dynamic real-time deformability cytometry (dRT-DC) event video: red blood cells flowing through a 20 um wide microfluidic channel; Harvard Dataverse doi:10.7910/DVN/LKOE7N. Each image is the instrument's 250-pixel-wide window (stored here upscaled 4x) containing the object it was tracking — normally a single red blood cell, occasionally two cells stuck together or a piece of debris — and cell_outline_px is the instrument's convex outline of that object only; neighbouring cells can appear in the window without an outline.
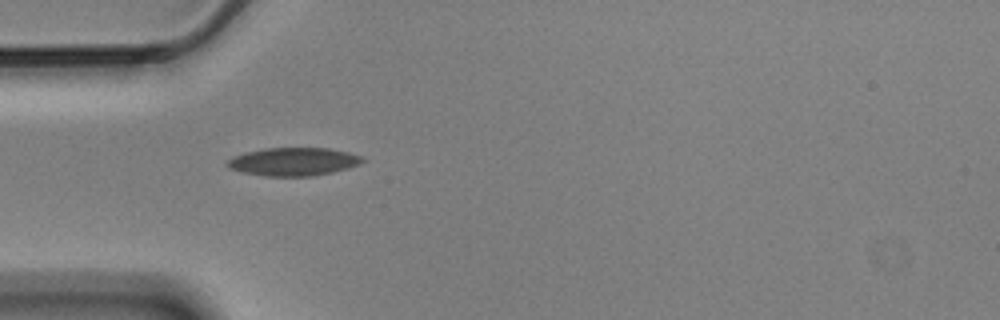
{"species": "Egyptian fruit bat (a non-hibernating species)", "species_latin": "Rousettus aegyptiacus", "temperature_condition": "cold", "stored_images_in_passage": 37, "camera_frame_rate_fps": 3000, "um_per_image_px": 0.085, "animal": {"sex": "male"}, "frame": {"image": 1, "passage_image": 1, "time_ms": 0.0, "image_size_px": [1000, 320], "cell_outline_px": [[364, 160], [360, 164], [348, 168], [332, 172], [312, 176], [264, 176], [240, 172], [228, 168], [224, 164], [232, 156], [264, 148], [328, 148], [348, 152], [360, 156]], "centroid_in_image_um": [24.89, 13.74], "position_along_channel_um": 60.1, "area_um2": 22.2}}
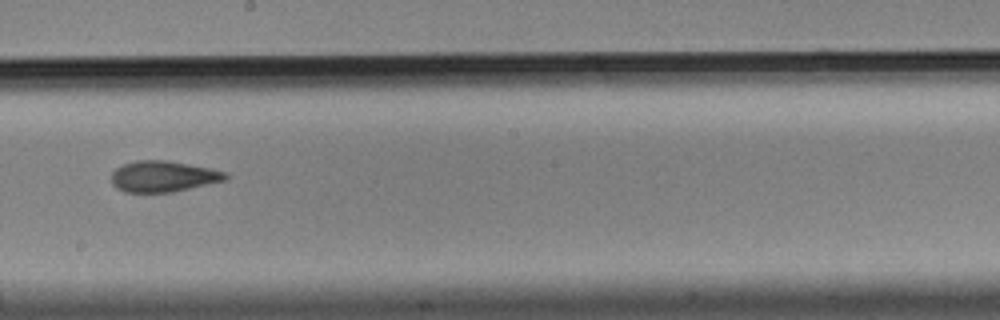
{"frame": {"image": 2, "passage_image": 16, "time_ms": 5.0, "image_size_px": [1000, 320], "cell_outline_px": [[228, 180], [172, 192], [124, 192], [116, 188], [112, 184], [112, 172], [116, 168], [124, 164], [136, 160], [168, 160], [228, 172]], "centroid_in_image_um": [13.88, 14.99], "position_along_channel_um": 234.3, "area_um2": 20.69}}
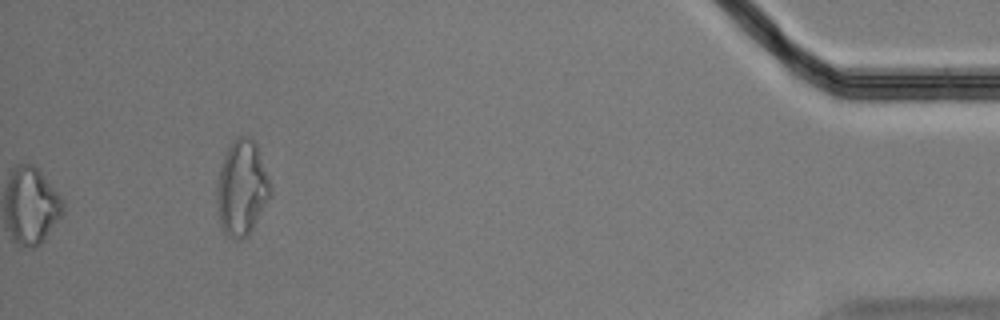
{"frame": {"image": 3, "passage_image": 37, "time_ms": 12.0, "image_size_px": [1000, 320], "cell_outline_px": [[272, 188], [268, 200], [248, 236], [236, 240], [232, 240], [224, 232], [220, 224], [216, 208], [216, 188], [220, 168], [224, 156], [228, 148], [236, 136], [248, 136], [256, 144]], "centroid_in_image_um": [20.53, 16.01], "position_along_channel_um": 414.7, "area_um2": 29.65}, "authors_computed_cell_mechanics": {"area_um2": 21.1548, "velocity_mm_per_s": 3.516, "shape_relaxation_time_tau1_ms": null, "shape_relaxation_time_tau2_ms": 3.7836, "deformation_change_tau1": null, "deformation_change_tau2": 0.0913}}